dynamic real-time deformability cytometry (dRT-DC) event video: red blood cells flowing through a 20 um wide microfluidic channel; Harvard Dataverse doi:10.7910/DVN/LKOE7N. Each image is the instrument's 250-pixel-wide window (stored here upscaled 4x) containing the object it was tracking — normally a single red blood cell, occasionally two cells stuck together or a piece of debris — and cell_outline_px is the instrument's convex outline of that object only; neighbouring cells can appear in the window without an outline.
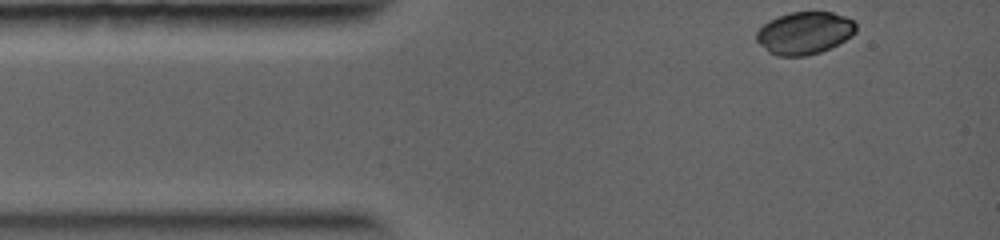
{"species": "common noctule bat (a hibernating species)", "species_latin": "Nyctalus noctula", "temperature_condition": "warm", "stored_images_in_passage": 41, "camera_frame_rate_fps": 5000, "um_per_image_px": 0.085, "animal": {"sex": "female", "body_mass_g": 19.0, "forearm_length_mm": 56.7}, "frame": {"image": 1, "passage_image": 1, "time_ms": 0.0, "image_size_px": [1000, 240], "cell_outline_px": [[856, 32], [852, 36], [820, 52], [804, 56], [776, 56], [768, 52], [756, 40], [756, 32], [768, 20], [792, 12], [832, 12], [844, 16], [852, 20], [856, 24]], "centroid_in_image_um": [68.37, 2.81], "position_along_channel_um": 16.6, "area_um2": 24.45}}
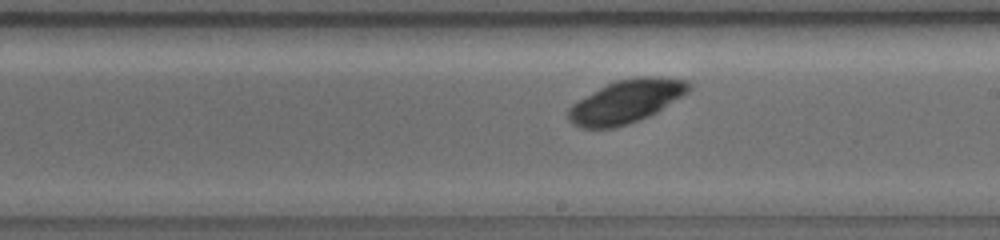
{"frame": {"image": 2, "passage_image": 25, "time_ms": 5.6, "image_size_px": [1000, 240], "cell_outline_px": [[692, 88], [688, 92], [656, 112], [648, 116], [628, 124], [616, 128], [580, 128], [572, 124], [568, 120], [568, 108], [572, 104], [600, 88], [616, 80], [636, 76], [660, 76], [688, 80], [692, 84]], "centroid_in_image_um": [53.24, 8.61], "position_along_channel_um": 235.8, "area_um2": 30.35}}
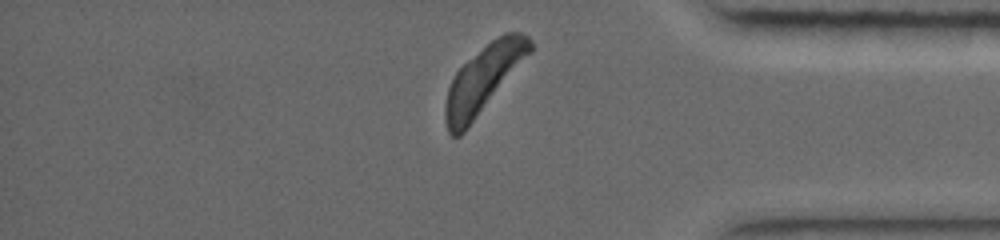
{"frame": {"image": 3, "passage_image": 41, "time_ms": 9.2, "image_size_px": [1000, 240], "cell_outline_px": [[532, 52], [464, 132], [460, 136], [452, 136], [448, 132], [444, 120], [444, 108], [448, 88], [456, 72], [468, 60], [496, 36], [504, 32], [520, 32], [528, 36], [532, 40]], "centroid_in_image_um": [41.1, 6.72], "position_along_channel_um": 394.1, "area_um2": 32.83}}